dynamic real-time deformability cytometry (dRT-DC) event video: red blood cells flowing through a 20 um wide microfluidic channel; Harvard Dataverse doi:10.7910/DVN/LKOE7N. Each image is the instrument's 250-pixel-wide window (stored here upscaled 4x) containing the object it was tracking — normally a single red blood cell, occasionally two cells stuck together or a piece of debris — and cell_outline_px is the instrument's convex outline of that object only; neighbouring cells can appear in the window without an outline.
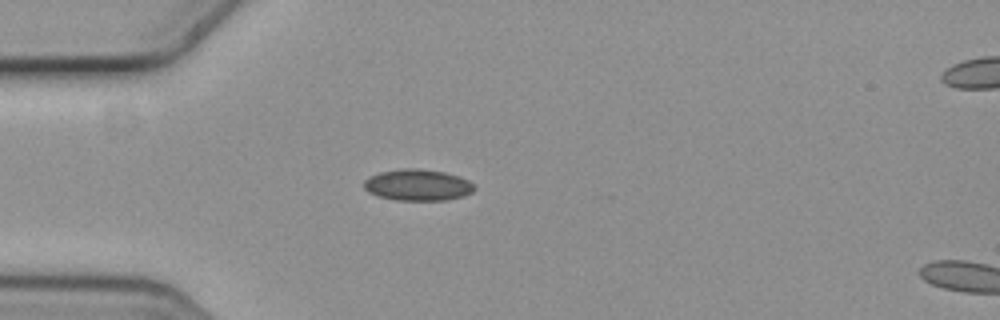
{"species": "common noctule bat (a hibernating species)", "species_latin": "Nyctalus noctula", "temperature_condition": "cold", "stored_images_in_passage": 4, "camera_frame_rate_fps": 3000, "um_per_image_px": 0.085, "animal": {"sex": "female", "body_mass_g": 19.3, "forearm_length_mm": 54.1}, "frame": {"image": 1, "passage_image": 3, "time_ms": 0.667, "image_size_px": [1000, 320], "cell_outline_px": [[476, 188], [472, 192], [464, 196], [448, 200], [396, 200], [376, 196], [368, 192], [364, 188], [364, 180], [368, 176], [380, 172], [400, 168], [420, 168], [444, 172], [468, 180]], "centroid_in_image_um": [35.47, 15.72], "position_along_channel_um": 49.5, "area_um2": 20.35}}